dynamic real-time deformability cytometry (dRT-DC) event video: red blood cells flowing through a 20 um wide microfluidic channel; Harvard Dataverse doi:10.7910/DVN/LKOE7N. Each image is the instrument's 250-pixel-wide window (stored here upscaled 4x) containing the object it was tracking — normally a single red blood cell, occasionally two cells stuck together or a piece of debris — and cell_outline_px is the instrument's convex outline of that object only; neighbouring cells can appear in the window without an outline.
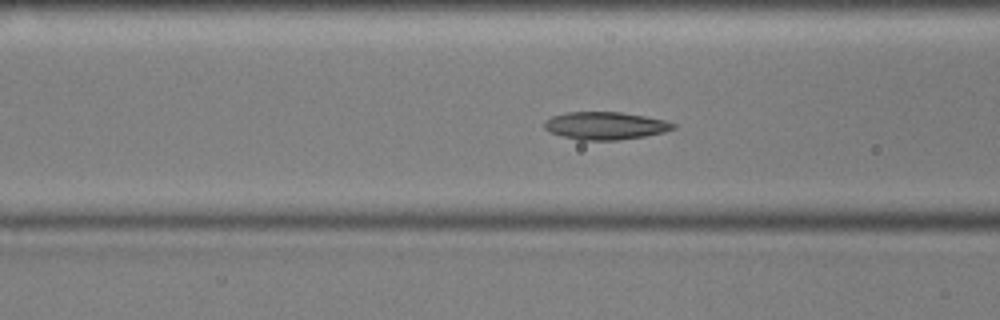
{"species": "common noctule bat (a hibernating species)", "species_latin": "Nyctalus noctula", "temperature_condition": "cold", "stored_images_in_passage": 54, "camera_frame_rate_fps": 3000, "um_per_image_px": 0.085, "animal": {"sex": "male", "body_mass_g": 17.9, "forearm_length_mm": 54.2}, "frame": {"image": 1, "passage_image": 20, "time_ms": 6.333, "image_size_px": [1000, 320], "cell_outline_px": [[676, 128], [664, 132], [644, 136], [616, 140], [580, 140], [548, 132], [544, 128], [544, 120], [552, 116], [568, 112], [620, 112], [644, 116], [664, 120], [676, 124]], "centroid_in_image_um": [51.43, 10.68], "position_along_channel_um": 115.2, "area_um2": 20.69}}
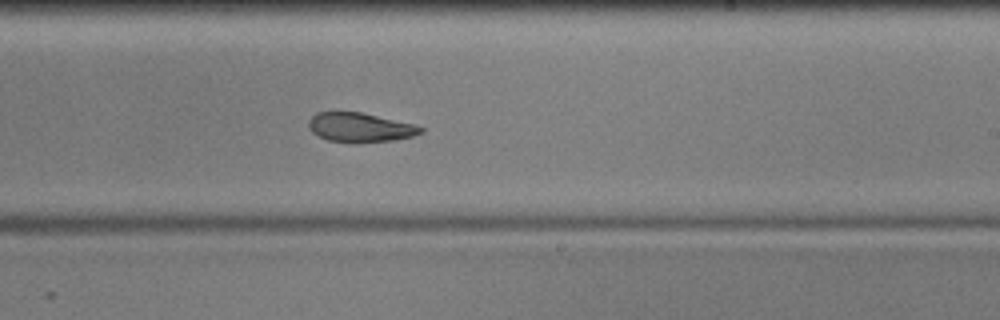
{"frame": {"image": 2, "passage_image": 32, "time_ms": 10.333, "image_size_px": [1000, 320], "cell_outline_px": [[424, 132], [412, 136], [392, 140], [328, 140], [312, 132], [308, 128], [308, 120], [316, 112], [360, 112], [416, 124], [424, 128]], "centroid_in_image_um": [30.62, 10.78], "position_along_channel_um": 258.4, "area_um2": 18.44}}
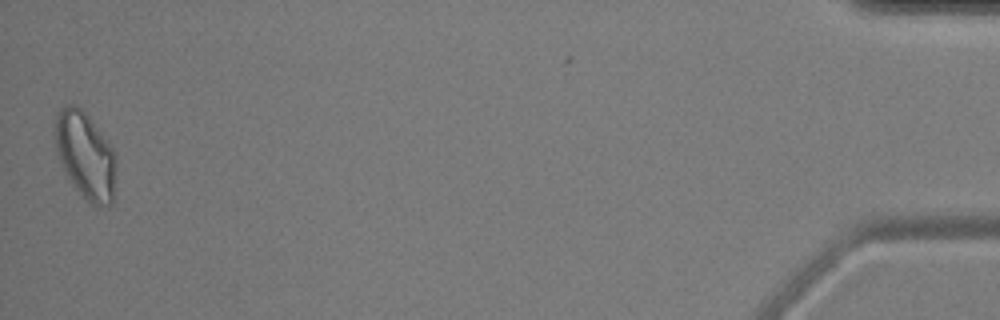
{"frame": {"image": 3, "passage_image": 54, "time_ms": 17.667, "image_size_px": [1000, 320], "cell_outline_px": [[116, 172], [112, 204], [92, 204], [84, 200], [72, 184], [64, 172], [56, 152], [56, 112], [64, 104], [76, 104], [88, 116], [112, 148], [116, 160]], "centroid_in_image_um": [7.24, 13.21], "position_along_channel_um": 428.0, "area_um2": 30.75}}